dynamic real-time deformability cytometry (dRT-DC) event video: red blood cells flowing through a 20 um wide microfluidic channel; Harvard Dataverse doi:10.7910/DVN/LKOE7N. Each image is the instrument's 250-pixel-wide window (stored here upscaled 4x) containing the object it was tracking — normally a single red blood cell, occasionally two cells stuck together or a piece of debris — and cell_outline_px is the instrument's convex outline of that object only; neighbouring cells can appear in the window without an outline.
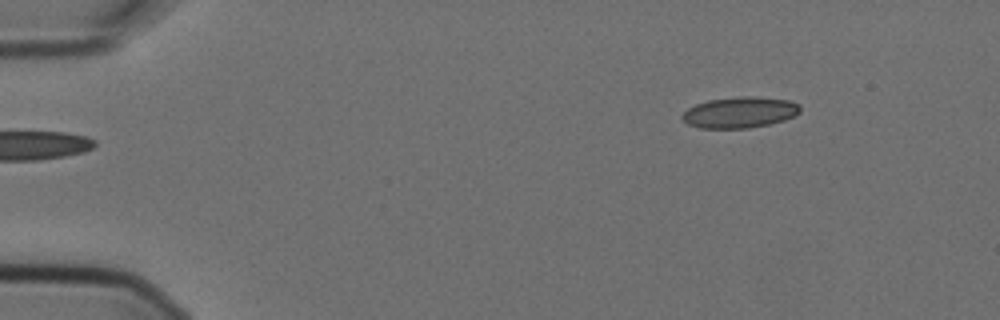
{"species": "Egyptian fruit bat (a non-hibernating species)", "species_latin": "Rousettus aegyptiacus", "temperature_condition": "cold", "stored_images_in_passage": 6, "segment_of_instrument_passage": [2, 2], "camera_frame_rate_fps": 3000, "um_per_image_px": 0.085, "animal": {"sex": "female"}, "frame": {"image": 1, "passage_image": 6, "time_ms": 1.667, "image_size_px": [1000, 320], "cell_outline_px": [[800, 112], [784, 120], [768, 124], [748, 128], [700, 128], [688, 124], [680, 116], [688, 108], [696, 104], [708, 100], [740, 96], [752, 96], [788, 100], [800, 104]], "centroid_in_image_um": [62.87, 9.55], "position_along_channel_um": 22.1, "area_um2": 21.21}}